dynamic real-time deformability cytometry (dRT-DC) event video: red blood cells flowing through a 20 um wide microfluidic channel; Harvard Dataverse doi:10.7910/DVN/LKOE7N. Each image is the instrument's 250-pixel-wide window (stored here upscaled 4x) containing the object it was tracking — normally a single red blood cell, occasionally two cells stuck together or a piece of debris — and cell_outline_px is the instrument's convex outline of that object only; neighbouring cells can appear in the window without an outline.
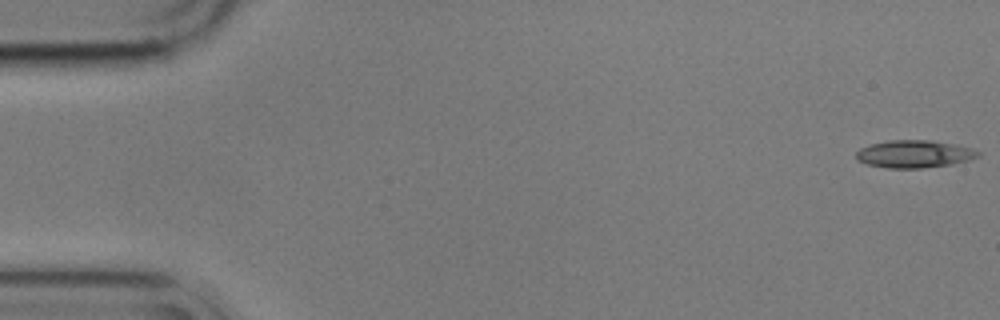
{"species": "common noctule bat (a hibernating species)", "species_latin": "Nyctalus noctula", "temperature_condition": "cold", "stored_images_in_passage": 56, "camera_frame_rate_fps": 3000, "um_per_image_px": 0.085, "animal": {"sex": "male", "body_mass_g": 17.9}, "frame": {"image": 1, "passage_image": 1, "time_ms": 0.0, "image_size_px": [1000, 320], "cell_outline_px": [[980, 156], [968, 160], [952, 164], [920, 168], [888, 168], [868, 164], [856, 160], [856, 152], [860, 148], [872, 144], [888, 140], [932, 140], [972, 148], [980, 152]], "centroid_in_image_um": [77.71, 13.09], "position_along_channel_um": 7.3, "area_um2": 19.48}}
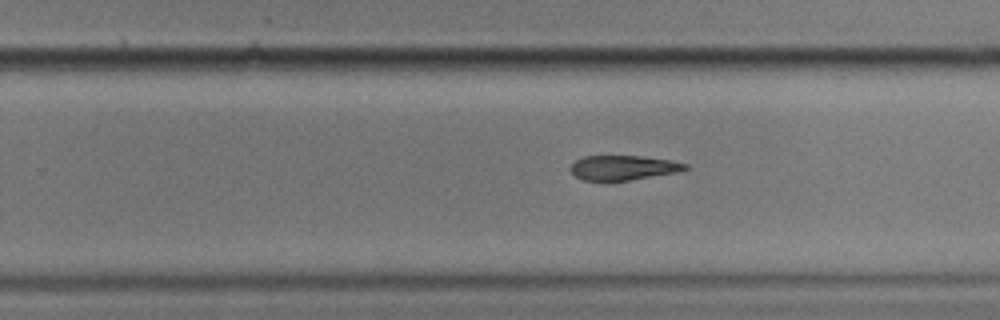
{"frame": {"image": 2, "passage_image": 35, "time_ms": 11.333, "image_size_px": [1000, 320], "cell_outline_px": [[688, 168], [676, 172], [628, 180], [584, 180], [576, 176], [568, 168], [576, 160], [584, 156], [640, 156], [668, 160], [688, 164]], "centroid_in_image_um": [52.93, 14.24], "position_along_channel_um": 276.9, "area_um2": 16.13}}
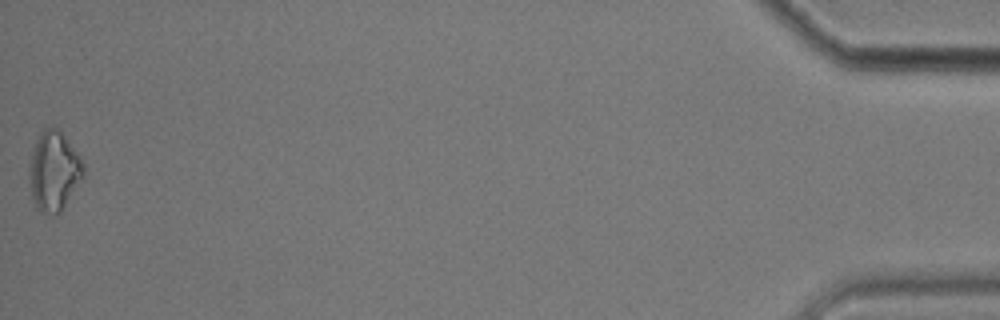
{"frame": {"image": 3, "passage_image": 56, "time_ms": 18.333, "image_size_px": [1000, 320], "cell_outline_px": [[84, 176], [60, 212], [52, 216], [40, 212], [36, 208], [32, 196], [28, 176], [28, 168], [36, 140], [40, 132], [44, 128], [52, 124], [60, 128], [80, 156], [84, 164]], "centroid_in_image_um": [4.58, 14.51], "position_along_channel_um": 430.6, "area_um2": 25.55}, "authors_computed_cell_mechanics": {"area_um2": 18.785, "velocity_mm_per_s": 3.5561, "shape_relaxation_time_tau1_ms": 8.0084, "shape_relaxation_time_tau2_ms": null, "deformation_change_tau1": 0.1544, "deformation_change_tau2": null}}